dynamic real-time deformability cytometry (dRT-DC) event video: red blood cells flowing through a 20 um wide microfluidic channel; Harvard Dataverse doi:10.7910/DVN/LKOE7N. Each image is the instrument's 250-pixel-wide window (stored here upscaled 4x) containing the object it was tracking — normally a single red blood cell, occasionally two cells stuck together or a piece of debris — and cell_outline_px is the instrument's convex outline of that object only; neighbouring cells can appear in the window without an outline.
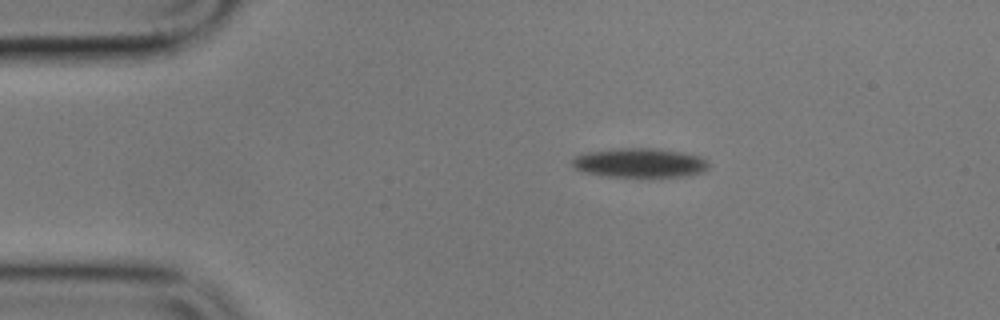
{"species": "common noctule bat (a hibernating species)", "species_latin": "Nyctalus noctula", "temperature_condition": "cold", "stored_images_in_passage": 3, "camera_frame_rate_fps": 3000, "um_per_image_px": 0.085, "animal": {"sex": "male", "body_mass_g": 17.9}, "frame": {"image": 1, "passage_image": 1, "time_ms": 0.0, "image_size_px": [1000, 320], "cell_outline_px": [[708, 168], [704, 172], [684, 176], [608, 176], [584, 172], [572, 168], [572, 156], [588, 152], [612, 148], [652, 148], [684, 152], [700, 156], [708, 160]], "centroid_in_image_um": [54.36, 13.82], "position_along_channel_um": 30.6, "area_um2": 23.41}}